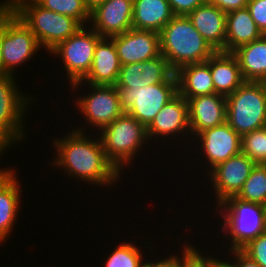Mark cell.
<instances>
[{"label": "cell", "mask_w": 266, "mask_h": 267, "mask_svg": "<svg viewBox=\"0 0 266 267\" xmlns=\"http://www.w3.org/2000/svg\"><path fill=\"white\" fill-rule=\"evenodd\" d=\"M16 170L10 168L0 177V244L12 234L21 206V185ZM21 200V201H20Z\"/></svg>", "instance_id": "cell-21"}, {"label": "cell", "mask_w": 266, "mask_h": 267, "mask_svg": "<svg viewBox=\"0 0 266 267\" xmlns=\"http://www.w3.org/2000/svg\"><path fill=\"white\" fill-rule=\"evenodd\" d=\"M175 75L178 94L186 100L215 93L210 58L206 62L185 65L179 68Z\"/></svg>", "instance_id": "cell-23"}, {"label": "cell", "mask_w": 266, "mask_h": 267, "mask_svg": "<svg viewBox=\"0 0 266 267\" xmlns=\"http://www.w3.org/2000/svg\"><path fill=\"white\" fill-rule=\"evenodd\" d=\"M15 80L13 75L0 76V138L11 147L26 138L25 112L34 102L33 96L18 89Z\"/></svg>", "instance_id": "cell-8"}, {"label": "cell", "mask_w": 266, "mask_h": 267, "mask_svg": "<svg viewBox=\"0 0 266 267\" xmlns=\"http://www.w3.org/2000/svg\"><path fill=\"white\" fill-rule=\"evenodd\" d=\"M14 12L36 36L47 53L82 27L72 17L45 9L36 1L23 3Z\"/></svg>", "instance_id": "cell-6"}, {"label": "cell", "mask_w": 266, "mask_h": 267, "mask_svg": "<svg viewBox=\"0 0 266 267\" xmlns=\"http://www.w3.org/2000/svg\"><path fill=\"white\" fill-rule=\"evenodd\" d=\"M187 17L215 51L225 52L226 13L217 6L204 2Z\"/></svg>", "instance_id": "cell-19"}, {"label": "cell", "mask_w": 266, "mask_h": 267, "mask_svg": "<svg viewBox=\"0 0 266 267\" xmlns=\"http://www.w3.org/2000/svg\"><path fill=\"white\" fill-rule=\"evenodd\" d=\"M246 7L258 29L266 35V0H249Z\"/></svg>", "instance_id": "cell-32"}, {"label": "cell", "mask_w": 266, "mask_h": 267, "mask_svg": "<svg viewBox=\"0 0 266 267\" xmlns=\"http://www.w3.org/2000/svg\"><path fill=\"white\" fill-rule=\"evenodd\" d=\"M89 28V29H88ZM88 31V32H87ZM102 37L90 26H82L67 40L58 43L48 54L60 57L68 82L81 81L90 71L94 51Z\"/></svg>", "instance_id": "cell-10"}, {"label": "cell", "mask_w": 266, "mask_h": 267, "mask_svg": "<svg viewBox=\"0 0 266 267\" xmlns=\"http://www.w3.org/2000/svg\"><path fill=\"white\" fill-rule=\"evenodd\" d=\"M159 36L160 52L174 72L188 64L206 62L216 52L184 15H175Z\"/></svg>", "instance_id": "cell-2"}, {"label": "cell", "mask_w": 266, "mask_h": 267, "mask_svg": "<svg viewBox=\"0 0 266 267\" xmlns=\"http://www.w3.org/2000/svg\"><path fill=\"white\" fill-rule=\"evenodd\" d=\"M193 138L199 143L196 149L199 148L198 152L205 155L208 162L207 172L217 164L241 153L242 137L226 121L200 132Z\"/></svg>", "instance_id": "cell-13"}, {"label": "cell", "mask_w": 266, "mask_h": 267, "mask_svg": "<svg viewBox=\"0 0 266 267\" xmlns=\"http://www.w3.org/2000/svg\"><path fill=\"white\" fill-rule=\"evenodd\" d=\"M232 53L238 60L245 81L266 82V35Z\"/></svg>", "instance_id": "cell-26"}, {"label": "cell", "mask_w": 266, "mask_h": 267, "mask_svg": "<svg viewBox=\"0 0 266 267\" xmlns=\"http://www.w3.org/2000/svg\"><path fill=\"white\" fill-rule=\"evenodd\" d=\"M110 39L114 42L121 65L144 62L161 55L160 36L154 31L131 28Z\"/></svg>", "instance_id": "cell-15"}, {"label": "cell", "mask_w": 266, "mask_h": 267, "mask_svg": "<svg viewBox=\"0 0 266 267\" xmlns=\"http://www.w3.org/2000/svg\"><path fill=\"white\" fill-rule=\"evenodd\" d=\"M205 1L217 6L223 12L228 13L230 11L245 8L249 0H205Z\"/></svg>", "instance_id": "cell-36"}, {"label": "cell", "mask_w": 266, "mask_h": 267, "mask_svg": "<svg viewBox=\"0 0 266 267\" xmlns=\"http://www.w3.org/2000/svg\"><path fill=\"white\" fill-rule=\"evenodd\" d=\"M6 29V9L0 5V76L6 75L2 64V40Z\"/></svg>", "instance_id": "cell-38"}, {"label": "cell", "mask_w": 266, "mask_h": 267, "mask_svg": "<svg viewBox=\"0 0 266 267\" xmlns=\"http://www.w3.org/2000/svg\"><path fill=\"white\" fill-rule=\"evenodd\" d=\"M98 137L107 158L122 174L125 166H130L144 144L149 142L147 128L126 112L104 127Z\"/></svg>", "instance_id": "cell-4"}, {"label": "cell", "mask_w": 266, "mask_h": 267, "mask_svg": "<svg viewBox=\"0 0 266 267\" xmlns=\"http://www.w3.org/2000/svg\"><path fill=\"white\" fill-rule=\"evenodd\" d=\"M29 1H35V0H6L5 2L3 1V3L1 2L0 5L5 9L14 11L19 5Z\"/></svg>", "instance_id": "cell-40"}, {"label": "cell", "mask_w": 266, "mask_h": 267, "mask_svg": "<svg viewBox=\"0 0 266 267\" xmlns=\"http://www.w3.org/2000/svg\"><path fill=\"white\" fill-rule=\"evenodd\" d=\"M187 102L190 131L185 135H190L192 142L193 136L226 121V97L222 95L214 93L197 96L189 98Z\"/></svg>", "instance_id": "cell-18"}, {"label": "cell", "mask_w": 266, "mask_h": 267, "mask_svg": "<svg viewBox=\"0 0 266 267\" xmlns=\"http://www.w3.org/2000/svg\"><path fill=\"white\" fill-rule=\"evenodd\" d=\"M226 122L241 137L266 126V82L245 81L226 97Z\"/></svg>", "instance_id": "cell-5"}, {"label": "cell", "mask_w": 266, "mask_h": 267, "mask_svg": "<svg viewBox=\"0 0 266 267\" xmlns=\"http://www.w3.org/2000/svg\"><path fill=\"white\" fill-rule=\"evenodd\" d=\"M210 72L215 93L224 97L231 95L245 82L232 52L216 51L210 57Z\"/></svg>", "instance_id": "cell-22"}, {"label": "cell", "mask_w": 266, "mask_h": 267, "mask_svg": "<svg viewBox=\"0 0 266 267\" xmlns=\"http://www.w3.org/2000/svg\"><path fill=\"white\" fill-rule=\"evenodd\" d=\"M133 0H105L90 10V27L102 38L123 34L132 28Z\"/></svg>", "instance_id": "cell-14"}, {"label": "cell", "mask_w": 266, "mask_h": 267, "mask_svg": "<svg viewBox=\"0 0 266 267\" xmlns=\"http://www.w3.org/2000/svg\"><path fill=\"white\" fill-rule=\"evenodd\" d=\"M229 257L231 254L234 255L233 263L236 267H261L256 261L251 259L247 254H245L241 249H231Z\"/></svg>", "instance_id": "cell-37"}, {"label": "cell", "mask_w": 266, "mask_h": 267, "mask_svg": "<svg viewBox=\"0 0 266 267\" xmlns=\"http://www.w3.org/2000/svg\"><path fill=\"white\" fill-rule=\"evenodd\" d=\"M236 197L247 202L266 205V165L256 164L252 168Z\"/></svg>", "instance_id": "cell-27"}, {"label": "cell", "mask_w": 266, "mask_h": 267, "mask_svg": "<svg viewBox=\"0 0 266 267\" xmlns=\"http://www.w3.org/2000/svg\"><path fill=\"white\" fill-rule=\"evenodd\" d=\"M41 49L31 30L13 10L6 9V29L1 49L5 73L16 76L15 68L31 60Z\"/></svg>", "instance_id": "cell-11"}, {"label": "cell", "mask_w": 266, "mask_h": 267, "mask_svg": "<svg viewBox=\"0 0 266 267\" xmlns=\"http://www.w3.org/2000/svg\"><path fill=\"white\" fill-rule=\"evenodd\" d=\"M85 5L92 10L96 5L104 2L105 0H83Z\"/></svg>", "instance_id": "cell-42"}, {"label": "cell", "mask_w": 266, "mask_h": 267, "mask_svg": "<svg viewBox=\"0 0 266 267\" xmlns=\"http://www.w3.org/2000/svg\"><path fill=\"white\" fill-rule=\"evenodd\" d=\"M177 267H208V255L196 247L178 264Z\"/></svg>", "instance_id": "cell-35"}, {"label": "cell", "mask_w": 266, "mask_h": 267, "mask_svg": "<svg viewBox=\"0 0 266 267\" xmlns=\"http://www.w3.org/2000/svg\"><path fill=\"white\" fill-rule=\"evenodd\" d=\"M9 148H11V147L0 138V155L2 156V153H5L6 149H9ZM1 156H0V159H1ZM8 170H9V167H7L5 169L0 168V177L2 175H4Z\"/></svg>", "instance_id": "cell-41"}, {"label": "cell", "mask_w": 266, "mask_h": 267, "mask_svg": "<svg viewBox=\"0 0 266 267\" xmlns=\"http://www.w3.org/2000/svg\"><path fill=\"white\" fill-rule=\"evenodd\" d=\"M186 244H183V252L181 253V256L179 257L178 254L174 255V253L169 256V257H164L163 259L161 258V260H155L156 262H146L145 260L142 263L141 267H177L178 264L196 247L189 245V243H187V241H185ZM178 255V256H177Z\"/></svg>", "instance_id": "cell-33"}, {"label": "cell", "mask_w": 266, "mask_h": 267, "mask_svg": "<svg viewBox=\"0 0 266 267\" xmlns=\"http://www.w3.org/2000/svg\"><path fill=\"white\" fill-rule=\"evenodd\" d=\"M241 152L256 164L266 165V126L242 136Z\"/></svg>", "instance_id": "cell-30"}, {"label": "cell", "mask_w": 266, "mask_h": 267, "mask_svg": "<svg viewBox=\"0 0 266 267\" xmlns=\"http://www.w3.org/2000/svg\"><path fill=\"white\" fill-rule=\"evenodd\" d=\"M255 165L253 160L241 152L208 172L207 176L215 191L216 207L227 198L238 195Z\"/></svg>", "instance_id": "cell-12"}, {"label": "cell", "mask_w": 266, "mask_h": 267, "mask_svg": "<svg viewBox=\"0 0 266 267\" xmlns=\"http://www.w3.org/2000/svg\"><path fill=\"white\" fill-rule=\"evenodd\" d=\"M241 250L261 267H266V231L250 240Z\"/></svg>", "instance_id": "cell-31"}, {"label": "cell", "mask_w": 266, "mask_h": 267, "mask_svg": "<svg viewBox=\"0 0 266 267\" xmlns=\"http://www.w3.org/2000/svg\"><path fill=\"white\" fill-rule=\"evenodd\" d=\"M82 84L86 85L88 93L83 96L79 95L77 100H74L75 106L80 115L84 116V121L87 122L84 125L90 124L94 128L93 131L96 128L97 132H100L124 113L120 105L118 90L114 85H92L81 81L72 83L71 89L76 92Z\"/></svg>", "instance_id": "cell-9"}, {"label": "cell", "mask_w": 266, "mask_h": 267, "mask_svg": "<svg viewBox=\"0 0 266 267\" xmlns=\"http://www.w3.org/2000/svg\"><path fill=\"white\" fill-rule=\"evenodd\" d=\"M83 128L77 126L65 137L51 140L56 149L52 167L56 166L71 178L80 179L84 183L110 188L120 181L123 174L107 158L101 138L97 137L99 135H91V139L85 132V126Z\"/></svg>", "instance_id": "cell-1"}, {"label": "cell", "mask_w": 266, "mask_h": 267, "mask_svg": "<svg viewBox=\"0 0 266 267\" xmlns=\"http://www.w3.org/2000/svg\"><path fill=\"white\" fill-rule=\"evenodd\" d=\"M132 240L128 243L120 242L105 260V267H141L145 254L141 252L138 245L133 244ZM144 258V259H143ZM103 266V267H104Z\"/></svg>", "instance_id": "cell-29"}, {"label": "cell", "mask_w": 266, "mask_h": 267, "mask_svg": "<svg viewBox=\"0 0 266 267\" xmlns=\"http://www.w3.org/2000/svg\"><path fill=\"white\" fill-rule=\"evenodd\" d=\"M188 131H190L188 102L184 97L177 94L163 106L147 127V136L149 141L152 139L155 141L160 137H172V140H177L176 137L180 138L181 134L186 137L184 133Z\"/></svg>", "instance_id": "cell-16"}, {"label": "cell", "mask_w": 266, "mask_h": 267, "mask_svg": "<svg viewBox=\"0 0 266 267\" xmlns=\"http://www.w3.org/2000/svg\"><path fill=\"white\" fill-rule=\"evenodd\" d=\"M212 257V255L208 256V267H236L232 260L229 262V258L227 261L224 259H222V261L215 256L213 258Z\"/></svg>", "instance_id": "cell-39"}, {"label": "cell", "mask_w": 266, "mask_h": 267, "mask_svg": "<svg viewBox=\"0 0 266 267\" xmlns=\"http://www.w3.org/2000/svg\"><path fill=\"white\" fill-rule=\"evenodd\" d=\"M121 63L114 42L110 38H102L96 45L93 62L82 83L92 85H115Z\"/></svg>", "instance_id": "cell-20"}, {"label": "cell", "mask_w": 266, "mask_h": 267, "mask_svg": "<svg viewBox=\"0 0 266 267\" xmlns=\"http://www.w3.org/2000/svg\"><path fill=\"white\" fill-rule=\"evenodd\" d=\"M174 15L187 16L195 8L202 5L205 0H167Z\"/></svg>", "instance_id": "cell-34"}, {"label": "cell", "mask_w": 266, "mask_h": 267, "mask_svg": "<svg viewBox=\"0 0 266 267\" xmlns=\"http://www.w3.org/2000/svg\"><path fill=\"white\" fill-rule=\"evenodd\" d=\"M174 16L167 0H133V29L159 33Z\"/></svg>", "instance_id": "cell-24"}, {"label": "cell", "mask_w": 266, "mask_h": 267, "mask_svg": "<svg viewBox=\"0 0 266 267\" xmlns=\"http://www.w3.org/2000/svg\"><path fill=\"white\" fill-rule=\"evenodd\" d=\"M262 36L247 7L226 13L225 52H233Z\"/></svg>", "instance_id": "cell-25"}, {"label": "cell", "mask_w": 266, "mask_h": 267, "mask_svg": "<svg viewBox=\"0 0 266 267\" xmlns=\"http://www.w3.org/2000/svg\"><path fill=\"white\" fill-rule=\"evenodd\" d=\"M174 71L161 54L156 58L134 64L121 65L116 88H139L166 81Z\"/></svg>", "instance_id": "cell-17"}, {"label": "cell", "mask_w": 266, "mask_h": 267, "mask_svg": "<svg viewBox=\"0 0 266 267\" xmlns=\"http://www.w3.org/2000/svg\"><path fill=\"white\" fill-rule=\"evenodd\" d=\"M220 212L221 230L230 239L228 250L241 249L250 240L266 231V207L259 203L247 202L229 197L215 207ZM228 235V236H227Z\"/></svg>", "instance_id": "cell-3"}, {"label": "cell", "mask_w": 266, "mask_h": 267, "mask_svg": "<svg viewBox=\"0 0 266 267\" xmlns=\"http://www.w3.org/2000/svg\"><path fill=\"white\" fill-rule=\"evenodd\" d=\"M45 9L77 20L82 26L90 23V9L83 0H35Z\"/></svg>", "instance_id": "cell-28"}, {"label": "cell", "mask_w": 266, "mask_h": 267, "mask_svg": "<svg viewBox=\"0 0 266 267\" xmlns=\"http://www.w3.org/2000/svg\"><path fill=\"white\" fill-rule=\"evenodd\" d=\"M117 90L123 111L147 128L163 106L178 94L177 78L174 72L163 83Z\"/></svg>", "instance_id": "cell-7"}]
</instances>
